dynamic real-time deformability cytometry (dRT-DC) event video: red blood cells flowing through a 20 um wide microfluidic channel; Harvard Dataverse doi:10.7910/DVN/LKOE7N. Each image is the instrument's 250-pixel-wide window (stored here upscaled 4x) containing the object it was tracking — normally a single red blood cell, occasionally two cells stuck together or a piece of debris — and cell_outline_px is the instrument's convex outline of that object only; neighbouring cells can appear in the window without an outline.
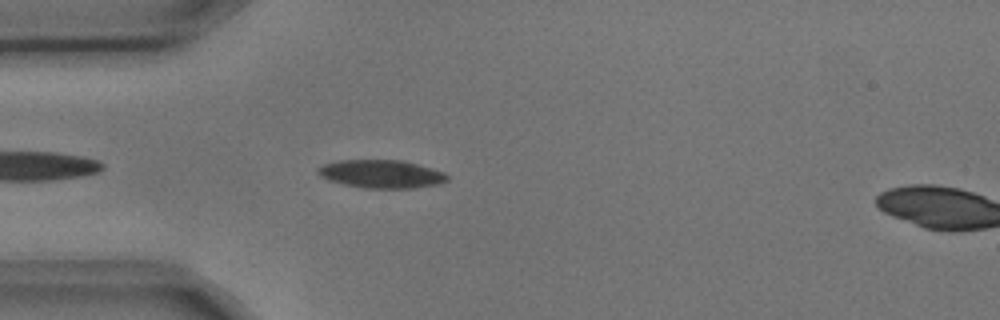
{"species": "common noctule bat (a hibernating species)", "species_latin": "Nyctalus noctula", "temperature_condition": "cold", "stored_images_in_passage": 2, "segment_of_instrument_passage": [1, 2], "camera_frame_rate_fps": 3000, "um_per_image_px": 0.085, "animal": {"sex": "male", "body_mass_g": 17.9, "forearm_length_mm": 54.2}, "frame": {"image": 1, "passage_image": 1, "time_ms": 0.0, "image_size_px": [1000, 320], "cell_outline_px": [[448, 180], [440, 184], [412, 188], [364, 188], [344, 184], [328, 180], [320, 176], [316, 172], [316, 168], [324, 164], [340, 160], [400, 160], [432, 168], [444, 172], [448, 176]], "centroid_in_image_um": [32.4, 14.79], "position_along_channel_um": 52.6, "area_um2": 21.21}}